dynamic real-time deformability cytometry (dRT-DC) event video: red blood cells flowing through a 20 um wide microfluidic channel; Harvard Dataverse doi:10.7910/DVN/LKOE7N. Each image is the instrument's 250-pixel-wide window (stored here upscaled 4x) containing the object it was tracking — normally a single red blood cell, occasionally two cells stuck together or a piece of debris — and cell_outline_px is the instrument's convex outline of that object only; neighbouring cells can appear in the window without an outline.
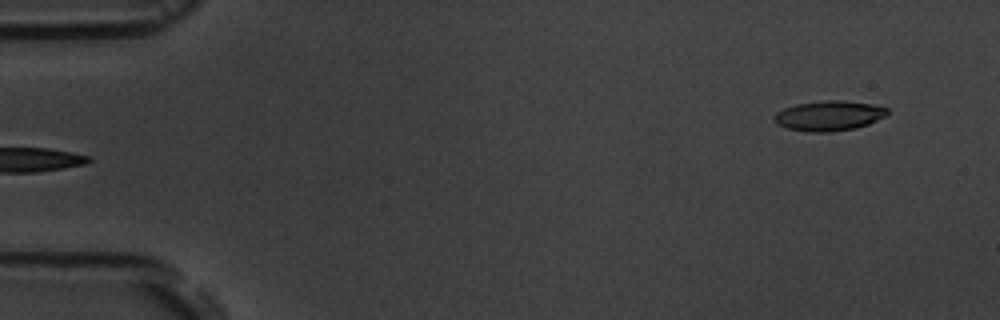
{"species": "common noctule bat (a hibernating species)", "species_latin": "Nyctalus noctula", "temperature_condition": "room temperature", "stored_images_in_passage": 5, "segment_of_instrument_passage": [2, 2], "camera_frame_rate_fps": 3000, "um_per_image_px": 0.085, "animal": {"sex": "male", "body_mass_g": 19.5, "forearm_length_mm": 54.6}, "frame": {"image": 1, "passage_image": 5, "time_ms": 4.667, "image_size_px": [1000, 320], "cell_outline_px": [[888, 112], [884, 116], [868, 124], [856, 128], [828, 132], [808, 132], [788, 128], [776, 124], [772, 116], [776, 112], [784, 108], [796, 104], [824, 100], [840, 100], [872, 104], [888, 108]], "centroid_in_image_um": [70.42, 9.83], "position_along_channel_um": 14.6, "area_um2": 19.77}}